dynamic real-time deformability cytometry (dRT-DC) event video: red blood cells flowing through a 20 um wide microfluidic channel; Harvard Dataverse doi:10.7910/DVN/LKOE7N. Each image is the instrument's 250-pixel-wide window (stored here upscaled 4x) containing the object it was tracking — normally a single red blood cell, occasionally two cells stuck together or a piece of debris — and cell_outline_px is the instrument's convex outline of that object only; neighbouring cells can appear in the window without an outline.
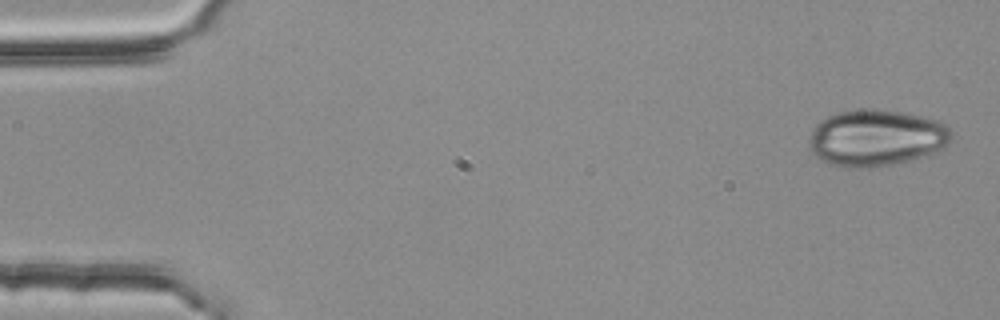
{"species": "common noctule bat (a hibernating species)", "species_latin": "Nyctalus noctula", "temperature_condition": "room temperature", "stored_images_in_passage": 5, "camera_frame_rate_fps": 3000, "um_per_image_px": 0.085, "animal": {"sex": "female", "body_mass_g": 25.1}, "frame": {"image": 1, "passage_image": 1, "time_ms": 0.0, "image_size_px": [1000, 320], "cell_outline_px": [[952, 140], [948, 148], [928, 156], [888, 164], [860, 168], [844, 168], [820, 160], [812, 152], [808, 144], [808, 140], [816, 124], [820, 120], [828, 116], [840, 112], [868, 108], [876, 108], [904, 112], [936, 120], [944, 124], [952, 132]], "centroid_in_image_um": [74.51, 11.72], "position_along_channel_um": 10.5, "area_um2": 47.22}}